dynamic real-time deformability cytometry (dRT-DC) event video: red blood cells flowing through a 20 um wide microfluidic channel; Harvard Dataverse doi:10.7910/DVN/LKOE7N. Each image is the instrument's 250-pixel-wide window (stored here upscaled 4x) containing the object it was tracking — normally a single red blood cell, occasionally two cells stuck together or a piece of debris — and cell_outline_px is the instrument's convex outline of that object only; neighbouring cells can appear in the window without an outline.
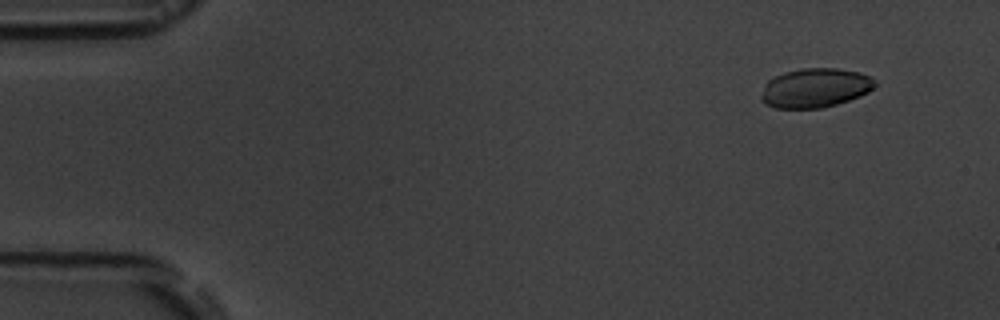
{"species": "common noctule bat (a hibernating species)", "species_latin": "Nyctalus noctula", "temperature_condition": "room temperature", "stored_images_in_passage": 10, "camera_frame_rate_fps": 3000, "um_per_image_px": 0.085, "animal": {"sex": "male", "body_mass_g": 19.5, "forearm_length_mm": 54.6}, "frame": {"image": 1, "passage_image": 2, "time_ms": 1.333, "image_size_px": [1000, 320], "cell_outline_px": [[880, 84], [868, 92], [860, 96], [836, 104], [820, 108], [776, 108], [764, 104], [760, 100], [760, 96], [764, 84], [768, 80], [784, 72], [804, 68], [836, 68], [856, 72], [872, 76]], "centroid_in_image_um": [69.3, 7.47], "position_along_channel_um": 15.7, "area_um2": 26.24}}
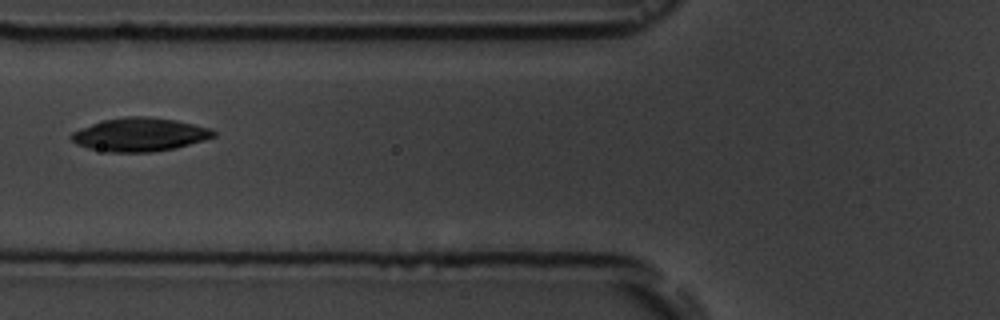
{"frame": {"image": 2, "passage_image": 7, "time_ms": 7.0, "image_size_px": [1000, 320], "cell_outline_px": [[216, 136], [204, 140], [176, 148], [152, 152], [108, 152], [88, 148], [76, 144], [68, 136], [72, 132], [92, 124], [104, 120], [124, 116], [148, 116], [176, 120], [212, 128], [216, 132]], "centroid_in_image_um": [11.9, 11.44], "position_along_channel_um": 113.9, "area_um2": 27.86}}
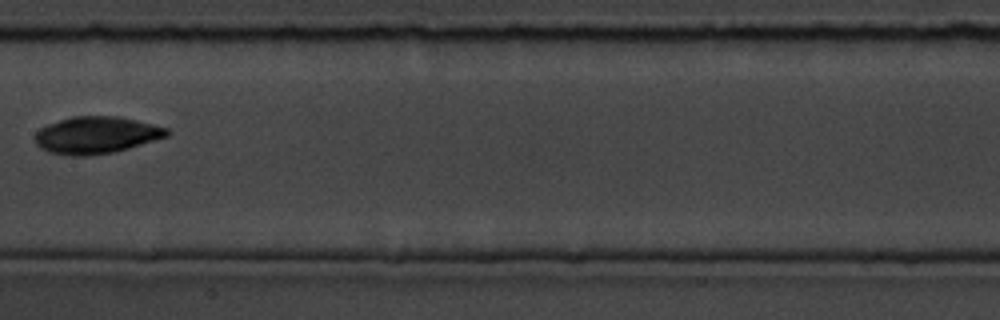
{"frame": {"image": 3, "passage_image": 9, "time_ms": 9.333, "image_size_px": [1000, 320], "cell_outline_px": [[172, 132], [168, 136], [128, 148], [112, 152], [88, 156], [64, 156], [48, 152], [40, 148], [36, 144], [32, 136], [40, 128], [48, 124], [72, 116], [120, 116], [168, 128]], "centroid_in_image_um": [8.14, 11.49], "position_along_channel_um": 199.3, "area_um2": 28.73}}